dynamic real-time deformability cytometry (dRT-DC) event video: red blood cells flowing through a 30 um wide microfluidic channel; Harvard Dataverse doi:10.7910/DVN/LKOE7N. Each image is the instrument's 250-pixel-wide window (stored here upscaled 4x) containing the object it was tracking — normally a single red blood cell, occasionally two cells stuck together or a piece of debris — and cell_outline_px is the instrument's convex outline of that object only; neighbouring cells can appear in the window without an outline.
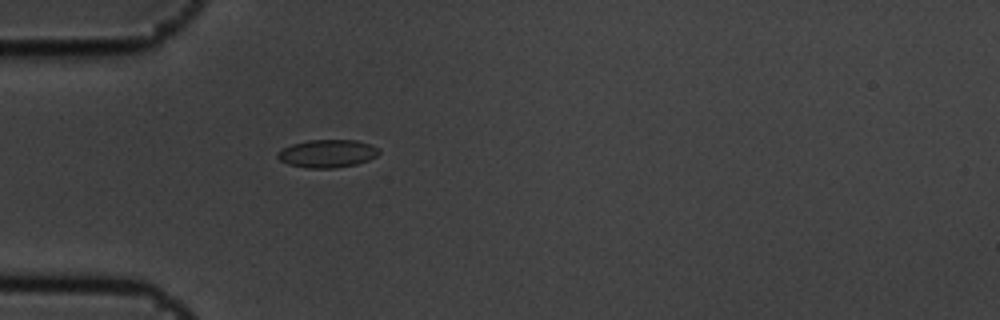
{"species": "common noctule bat (a hibernating species)", "species_latin": "Nyctalus noctula", "temperature_condition": "cold", "stored_images_in_passage": 6, "camera_frame_rate_fps": 3000, "um_per_image_px": 0.085, "animal": {"sex": "male", "body_mass_g": 19.5, "forearm_length_mm": 54.6}, "frame": {"image": 1, "passage_image": 6, "time_ms": 1.667, "image_size_px": [1000, 320], "cell_outline_px": [[380, 152], [376, 156], [368, 160], [356, 164], [332, 168], [308, 168], [288, 164], [280, 160], [276, 156], [276, 152], [292, 144], [308, 140], [356, 140], [380, 148]], "centroid_in_image_um": [27.81, 13.05], "position_along_channel_um": 57.2, "area_um2": 16.42}}